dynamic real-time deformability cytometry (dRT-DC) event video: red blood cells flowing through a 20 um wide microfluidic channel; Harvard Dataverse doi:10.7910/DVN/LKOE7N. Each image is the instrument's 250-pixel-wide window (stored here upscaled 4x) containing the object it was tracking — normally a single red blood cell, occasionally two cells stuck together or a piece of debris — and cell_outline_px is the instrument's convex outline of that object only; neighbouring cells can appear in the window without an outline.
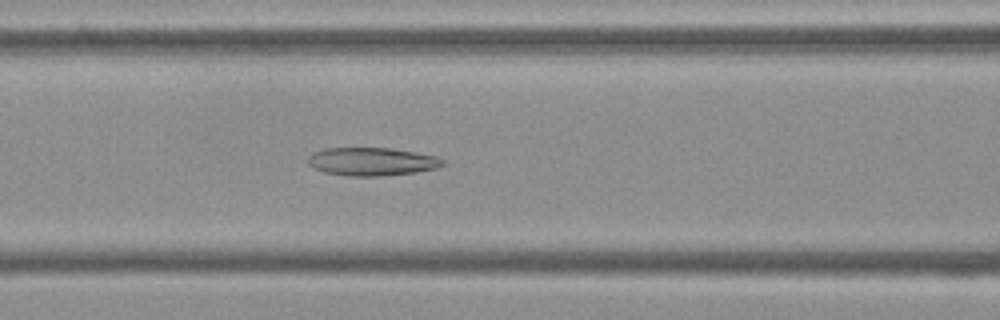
{"species": "Egyptian fruit bat (a non-hibernating species)", "species_latin": "Rousettus aegyptiacus", "temperature_condition": "cold", "stored_images_in_passage": 53, "camera_frame_rate_fps": 3000, "um_per_image_px": 0.085, "frame": {"image": 1, "passage_image": 22, "time_ms": 7.0, "image_size_px": [1000, 320], "cell_outline_px": [[444, 164], [436, 168], [416, 172], [384, 176], [348, 176], [324, 172], [312, 168], [308, 164], [308, 156], [312, 152], [324, 148], [392, 148], [416, 152], [436, 156], [444, 160]], "centroid_in_image_um": [31.58, 13.73], "position_along_channel_um": 135.0, "area_um2": 22.31}}
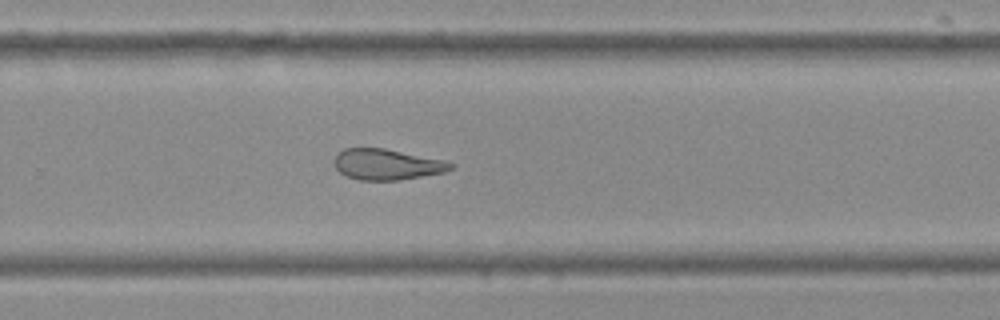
{"frame": {"image": 2, "passage_image": 35, "time_ms": 11.333, "image_size_px": [1000, 320], "cell_outline_px": [[456, 168], [444, 172], [396, 180], [360, 180], [348, 176], [340, 172], [336, 168], [332, 160], [336, 152], [344, 148], [384, 148], [444, 160], [456, 164]], "centroid_in_image_um": [32.87, 13.96], "position_along_channel_um": 296.9, "area_um2": 20.98}}
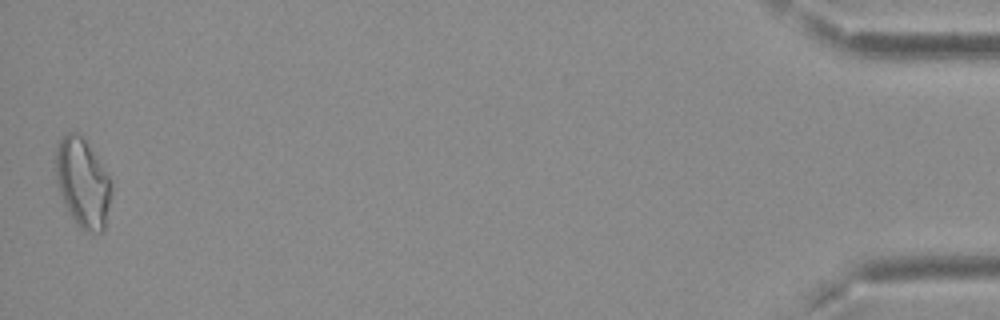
{"frame": {"image": 3, "passage_image": 53, "time_ms": 17.333, "image_size_px": [1000, 320], "cell_outline_px": [[112, 192], [104, 228], [100, 232], [84, 232], [76, 224], [60, 192], [56, 180], [56, 148], [60, 140], [68, 132], [76, 132], [84, 140], [108, 176], [112, 184]], "centroid_in_image_um": [7.03, 15.57], "position_along_channel_um": 428.2, "area_um2": 28.09}, "authors_computed_cell_mechanics": {"area_um2": 23.8714, "velocity_mm_per_s": 3.7462, "shape_relaxation_time_tau1_ms": null, "shape_relaxation_time_tau2_ms": 8.6861, "deformation_change_tau1": null, "deformation_change_tau2": 0.2127}}